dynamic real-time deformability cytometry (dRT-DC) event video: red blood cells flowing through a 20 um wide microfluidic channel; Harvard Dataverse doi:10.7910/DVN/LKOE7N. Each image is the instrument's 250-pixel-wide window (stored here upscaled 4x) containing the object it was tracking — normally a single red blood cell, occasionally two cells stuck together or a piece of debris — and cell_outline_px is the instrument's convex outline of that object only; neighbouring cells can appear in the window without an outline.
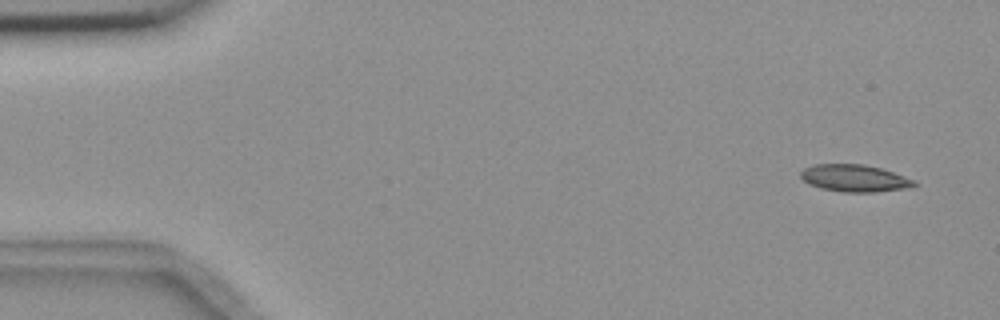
{"species": "common noctule bat (a hibernating species)", "species_latin": "Nyctalus noctula", "temperature_condition": "room temperature", "stored_images_in_passage": 4, "camera_frame_rate_fps": 3000, "um_per_image_px": 0.085, "animal": {"sex": "female", "body_mass_g": 18.4}, "frame": {"image": 1, "passage_image": 1, "time_ms": 0.0, "image_size_px": [1000, 320], "cell_outline_px": [[916, 184], [908, 188], [876, 192], [844, 192], [820, 188], [808, 184], [800, 176], [800, 172], [804, 168], [816, 164], [864, 164], [880, 168], [916, 180]], "centroid_in_image_um": [72.62, 15.15], "position_along_channel_um": 12.4, "area_um2": 17.92}}